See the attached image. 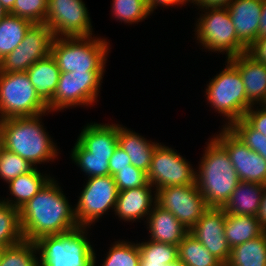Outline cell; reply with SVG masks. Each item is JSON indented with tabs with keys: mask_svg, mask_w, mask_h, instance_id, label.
<instances>
[{
	"mask_svg": "<svg viewBox=\"0 0 266 266\" xmlns=\"http://www.w3.org/2000/svg\"><path fill=\"white\" fill-rule=\"evenodd\" d=\"M53 178L19 209L24 240L36 242L41 237L57 235L79 227L75 209L69 205Z\"/></svg>",
	"mask_w": 266,
	"mask_h": 266,
	"instance_id": "cell-1",
	"label": "cell"
},
{
	"mask_svg": "<svg viewBox=\"0 0 266 266\" xmlns=\"http://www.w3.org/2000/svg\"><path fill=\"white\" fill-rule=\"evenodd\" d=\"M40 116L42 115L0 120L2 147L18 154L33 166L49 162L58 155L56 145L40 124Z\"/></svg>",
	"mask_w": 266,
	"mask_h": 266,
	"instance_id": "cell-2",
	"label": "cell"
},
{
	"mask_svg": "<svg viewBox=\"0 0 266 266\" xmlns=\"http://www.w3.org/2000/svg\"><path fill=\"white\" fill-rule=\"evenodd\" d=\"M195 173V183L209 207L222 208L240 182L226 149L212 138Z\"/></svg>",
	"mask_w": 266,
	"mask_h": 266,
	"instance_id": "cell-3",
	"label": "cell"
},
{
	"mask_svg": "<svg viewBox=\"0 0 266 266\" xmlns=\"http://www.w3.org/2000/svg\"><path fill=\"white\" fill-rule=\"evenodd\" d=\"M91 37H54L51 55L61 72H104L109 44Z\"/></svg>",
	"mask_w": 266,
	"mask_h": 266,
	"instance_id": "cell-4",
	"label": "cell"
},
{
	"mask_svg": "<svg viewBox=\"0 0 266 266\" xmlns=\"http://www.w3.org/2000/svg\"><path fill=\"white\" fill-rule=\"evenodd\" d=\"M85 227L41 237L36 241L40 266H95L96 254L85 234Z\"/></svg>",
	"mask_w": 266,
	"mask_h": 266,
	"instance_id": "cell-5",
	"label": "cell"
},
{
	"mask_svg": "<svg viewBox=\"0 0 266 266\" xmlns=\"http://www.w3.org/2000/svg\"><path fill=\"white\" fill-rule=\"evenodd\" d=\"M47 105L37 95L25 72H0V120L45 114Z\"/></svg>",
	"mask_w": 266,
	"mask_h": 266,
	"instance_id": "cell-6",
	"label": "cell"
},
{
	"mask_svg": "<svg viewBox=\"0 0 266 266\" xmlns=\"http://www.w3.org/2000/svg\"><path fill=\"white\" fill-rule=\"evenodd\" d=\"M207 87L206 95L212 108L229 120L224 127L244 118L246 111L253 107L247 99L239 70L228 59L226 68L211 79Z\"/></svg>",
	"mask_w": 266,
	"mask_h": 266,
	"instance_id": "cell-7",
	"label": "cell"
},
{
	"mask_svg": "<svg viewBox=\"0 0 266 266\" xmlns=\"http://www.w3.org/2000/svg\"><path fill=\"white\" fill-rule=\"evenodd\" d=\"M209 10L197 24V40L212 52H225L228 60L243 54L247 49L239 42L227 7L205 8Z\"/></svg>",
	"mask_w": 266,
	"mask_h": 266,
	"instance_id": "cell-8",
	"label": "cell"
},
{
	"mask_svg": "<svg viewBox=\"0 0 266 266\" xmlns=\"http://www.w3.org/2000/svg\"><path fill=\"white\" fill-rule=\"evenodd\" d=\"M104 72H61L57 89L47 104L49 112L65 107L92 105L97 99Z\"/></svg>",
	"mask_w": 266,
	"mask_h": 266,
	"instance_id": "cell-9",
	"label": "cell"
},
{
	"mask_svg": "<svg viewBox=\"0 0 266 266\" xmlns=\"http://www.w3.org/2000/svg\"><path fill=\"white\" fill-rule=\"evenodd\" d=\"M119 190L112 175L88 178L75 208L79 226L87 227L116 206Z\"/></svg>",
	"mask_w": 266,
	"mask_h": 266,
	"instance_id": "cell-10",
	"label": "cell"
},
{
	"mask_svg": "<svg viewBox=\"0 0 266 266\" xmlns=\"http://www.w3.org/2000/svg\"><path fill=\"white\" fill-rule=\"evenodd\" d=\"M156 199L158 205L170 211L188 230L210 208L196 183L160 188Z\"/></svg>",
	"mask_w": 266,
	"mask_h": 266,
	"instance_id": "cell-11",
	"label": "cell"
},
{
	"mask_svg": "<svg viewBox=\"0 0 266 266\" xmlns=\"http://www.w3.org/2000/svg\"><path fill=\"white\" fill-rule=\"evenodd\" d=\"M54 39L52 30L46 24H33L23 41L0 60V72H25L36 61L51 54Z\"/></svg>",
	"mask_w": 266,
	"mask_h": 266,
	"instance_id": "cell-12",
	"label": "cell"
},
{
	"mask_svg": "<svg viewBox=\"0 0 266 266\" xmlns=\"http://www.w3.org/2000/svg\"><path fill=\"white\" fill-rule=\"evenodd\" d=\"M85 6L82 0H48L45 24L54 37L91 36L92 25Z\"/></svg>",
	"mask_w": 266,
	"mask_h": 266,
	"instance_id": "cell-13",
	"label": "cell"
},
{
	"mask_svg": "<svg viewBox=\"0 0 266 266\" xmlns=\"http://www.w3.org/2000/svg\"><path fill=\"white\" fill-rule=\"evenodd\" d=\"M194 169L185 158L161 143L152 155L150 170L147 173L148 182L160 188L188 185L195 183Z\"/></svg>",
	"mask_w": 266,
	"mask_h": 266,
	"instance_id": "cell-14",
	"label": "cell"
},
{
	"mask_svg": "<svg viewBox=\"0 0 266 266\" xmlns=\"http://www.w3.org/2000/svg\"><path fill=\"white\" fill-rule=\"evenodd\" d=\"M228 152L238 178L243 182L266 185V160L251 150L228 128L214 137Z\"/></svg>",
	"mask_w": 266,
	"mask_h": 266,
	"instance_id": "cell-15",
	"label": "cell"
},
{
	"mask_svg": "<svg viewBox=\"0 0 266 266\" xmlns=\"http://www.w3.org/2000/svg\"><path fill=\"white\" fill-rule=\"evenodd\" d=\"M225 221L226 213L222 208L210 207L189 230L223 265L227 263L231 251L225 237Z\"/></svg>",
	"mask_w": 266,
	"mask_h": 266,
	"instance_id": "cell-16",
	"label": "cell"
},
{
	"mask_svg": "<svg viewBox=\"0 0 266 266\" xmlns=\"http://www.w3.org/2000/svg\"><path fill=\"white\" fill-rule=\"evenodd\" d=\"M263 0H233L228 6L239 42L248 49L258 38Z\"/></svg>",
	"mask_w": 266,
	"mask_h": 266,
	"instance_id": "cell-17",
	"label": "cell"
},
{
	"mask_svg": "<svg viewBox=\"0 0 266 266\" xmlns=\"http://www.w3.org/2000/svg\"><path fill=\"white\" fill-rule=\"evenodd\" d=\"M229 61L239 70L247 99L262 103L266 98V65L258 63L246 52L239 54Z\"/></svg>",
	"mask_w": 266,
	"mask_h": 266,
	"instance_id": "cell-18",
	"label": "cell"
},
{
	"mask_svg": "<svg viewBox=\"0 0 266 266\" xmlns=\"http://www.w3.org/2000/svg\"><path fill=\"white\" fill-rule=\"evenodd\" d=\"M147 216L151 240L160 243L178 246L182 239L189 233L178 219L168 210L156 202Z\"/></svg>",
	"mask_w": 266,
	"mask_h": 266,
	"instance_id": "cell-19",
	"label": "cell"
},
{
	"mask_svg": "<svg viewBox=\"0 0 266 266\" xmlns=\"http://www.w3.org/2000/svg\"><path fill=\"white\" fill-rule=\"evenodd\" d=\"M119 125L88 124L78 141L90 152V156L111 158L118 145Z\"/></svg>",
	"mask_w": 266,
	"mask_h": 266,
	"instance_id": "cell-20",
	"label": "cell"
},
{
	"mask_svg": "<svg viewBox=\"0 0 266 266\" xmlns=\"http://www.w3.org/2000/svg\"><path fill=\"white\" fill-rule=\"evenodd\" d=\"M152 185L148 182L145 186L120 191L114 211L120 219L132 221L147 216L153 209L152 202H156L151 193ZM154 199H153V198Z\"/></svg>",
	"mask_w": 266,
	"mask_h": 266,
	"instance_id": "cell-21",
	"label": "cell"
},
{
	"mask_svg": "<svg viewBox=\"0 0 266 266\" xmlns=\"http://www.w3.org/2000/svg\"><path fill=\"white\" fill-rule=\"evenodd\" d=\"M265 185L240 181L222 209L226 214L257 217Z\"/></svg>",
	"mask_w": 266,
	"mask_h": 266,
	"instance_id": "cell-22",
	"label": "cell"
},
{
	"mask_svg": "<svg viewBox=\"0 0 266 266\" xmlns=\"http://www.w3.org/2000/svg\"><path fill=\"white\" fill-rule=\"evenodd\" d=\"M37 95L47 105L53 98L60 78V69L55 58L49 56L36 61L26 71Z\"/></svg>",
	"mask_w": 266,
	"mask_h": 266,
	"instance_id": "cell-23",
	"label": "cell"
},
{
	"mask_svg": "<svg viewBox=\"0 0 266 266\" xmlns=\"http://www.w3.org/2000/svg\"><path fill=\"white\" fill-rule=\"evenodd\" d=\"M118 145L130 157L131 164L148 173L152 155L159 143L149 142L137 133L119 125Z\"/></svg>",
	"mask_w": 266,
	"mask_h": 266,
	"instance_id": "cell-24",
	"label": "cell"
},
{
	"mask_svg": "<svg viewBox=\"0 0 266 266\" xmlns=\"http://www.w3.org/2000/svg\"><path fill=\"white\" fill-rule=\"evenodd\" d=\"M265 231L266 229L258 217L226 214L224 232L231 249L246 241L257 238Z\"/></svg>",
	"mask_w": 266,
	"mask_h": 266,
	"instance_id": "cell-25",
	"label": "cell"
},
{
	"mask_svg": "<svg viewBox=\"0 0 266 266\" xmlns=\"http://www.w3.org/2000/svg\"><path fill=\"white\" fill-rule=\"evenodd\" d=\"M49 178L51 177L43 176L35 167L32 171L8 182L10 194L15 196L16 200L2 201L20 209L46 185Z\"/></svg>",
	"mask_w": 266,
	"mask_h": 266,
	"instance_id": "cell-26",
	"label": "cell"
},
{
	"mask_svg": "<svg viewBox=\"0 0 266 266\" xmlns=\"http://www.w3.org/2000/svg\"><path fill=\"white\" fill-rule=\"evenodd\" d=\"M224 266H266V231L233 247Z\"/></svg>",
	"mask_w": 266,
	"mask_h": 266,
	"instance_id": "cell-27",
	"label": "cell"
},
{
	"mask_svg": "<svg viewBox=\"0 0 266 266\" xmlns=\"http://www.w3.org/2000/svg\"><path fill=\"white\" fill-rule=\"evenodd\" d=\"M33 25L28 19L7 13L0 21V60L11 53Z\"/></svg>",
	"mask_w": 266,
	"mask_h": 266,
	"instance_id": "cell-28",
	"label": "cell"
},
{
	"mask_svg": "<svg viewBox=\"0 0 266 266\" xmlns=\"http://www.w3.org/2000/svg\"><path fill=\"white\" fill-rule=\"evenodd\" d=\"M178 259L184 266H224L190 233L178 245Z\"/></svg>",
	"mask_w": 266,
	"mask_h": 266,
	"instance_id": "cell-29",
	"label": "cell"
},
{
	"mask_svg": "<svg viewBox=\"0 0 266 266\" xmlns=\"http://www.w3.org/2000/svg\"><path fill=\"white\" fill-rule=\"evenodd\" d=\"M23 240L19 209L0 201V246L10 247Z\"/></svg>",
	"mask_w": 266,
	"mask_h": 266,
	"instance_id": "cell-30",
	"label": "cell"
},
{
	"mask_svg": "<svg viewBox=\"0 0 266 266\" xmlns=\"http://www.w3.org/2000/svg\"><path fill=\"white\" fill-rule=\"evenodd\" d=\"M36 242L23 240L20 243L4 248L0 266H40L36 257Z\"/></svg>",
	"mask_w": 266,
	"mask_h": 266,
	"instance_id": "cell-31",
	"label": "cell"
},
{
	"mask_svg": "<svg viewBox=\"0 0 266 266\" xmlns=\"http://www.w3.org/2000/svg\"><path fill=\"white\" fill-rule=\"evenodd\" d=\"M72 159L90 177L110 175L108 157L90 156V152L77 140L72 151Z\"/></svg>",
	"mask_w": 266,
	"mask_h": 266,
	"instance_id": "cell-32",
	"label": "cell"
},
{
	"mask_svg": "<svg viewBox=\"0 0 266 266\" xmlns=\"http://www.w3.org/2000/svg\"><path fill=\"white\" fill-rule=\"evenodd\" d=\"M140 262H155L166 265L178 259V246L155 241L138 243Z\"/></svg>",
	"mask_w": 266,
	"mask_h": 266,
	"instance_id": "cell-33",
	"label": "cell"
},
{
	"mask_svg": "<svg viewBox=\"0 0 266 266\" xmlns=\"http://www.w3.org/2000/svg\"><path fill=\"white\" fill-rule=\"evenodd\" d=\"M117 241L107 254L102 266H139L140 250L138 244Z\"/></svg>",
	"mask_w": 266,
	"mask_h": 266,
	"instance_id": "cell-34",
	"label": "cell"
},
{
	"mask_svg": "<svg viewBox=\"0 0 266 266\" xmlns=\"http://www.w3.org/2000/svg\"><path fill=\"white\" fill-rule=\"evenodd\" d=\"M228 128L239 140L266 160V136L255 130L244 118L233 122Z\"/></svg>",
	"mask_w": 266,
	"mask_h": 266,
	"instance_id": "cell-35",
	"label": "cell"
},
{
	"mask_svg": "<svg viewBox=\"0 0 266 266\" xmlns=\"http://www.w3.org/2000/svg\"><path fill=\"white\" fill-rule=\"evenodd\" d=\"M35 167L27 160L3 147L0 148V177L7 183L32 171Z\"/></svg>",
	"mask_w": 266,
	"mask_h": 266,
	"instance_id": "cell-36",
	"label": "cell"
},
{
	"mask_svg": "<svg viewBox=\"0 0 266 266\" xmlns=\"http://www.w3.org/2000/svg\"><path fill=\"white\" fill-rule=\"evenodd\" d=\"M115 18L132 24L145 19L149 14L147 0H113Z\"/></svg>",
	"mask_w": 266,
	"mask_h": 266,
	"instance_id": "cell-37",
	"label": "cell"
},
{
	"mask_svg": "<svg viewBox=\"0 0 266 266\" xmlns=\"http://www.w3.org/2000/svg\"><path fill=\"white\" fill-rule=\"evenodd\" d=\"M48 0H15L10 14L28 19L33 24H45Z\"/></svg>",
	"mask_w": 266,
	"mask_h": 266,
	"instance_id": "cell-38",
	"label": "cell"
},
{
	"mask_svg": "<svg viewBox=\"0 0 266 266\" xmlns=\"http://www.w3.org/2000/svg\"><path fill=\"white\" fill-rule=\"evenodd\" d=\"M116 186L120 191L145 186L148 183L147 173L134 165L120 169L113 175Z\"/></svg>",
	"mask_w": 266,
	"mask_h": 266,
	"instance_id": "cell-39",
	"label": "cell"
},
{
	"mask_svg": "<svg viewBox=\"0 0 266 266\" xmlns=\"http://www.w3.org/2000/svg\"><path fill=\"white\" fill-rule=\"evenodd\" d=\"M261 109L256 111L248 109L245 113L244 119L258 132L266 136V108L261 106Z\"/></svg>",
	"mask_w": 266,
	"mask_h": 266,
	"instance_id": "cell-40",
	"label": "cell"
},
{
	"mask_svg": "<svg viewBox=\"0 0 266 266\" xmlns=\"http://www.w3.org/2000/svg\"><path fill=\"white\" fill-rule=\"evenodd\" d=\"M129 165H132L130 157L119 145H117L112 157L109 160L110 175L113 176L120 169L127 168Z\"/></svg>",
	"mask_w": 266,
	"mask_h": 266,
	"instance_id": "cell-41",
	"label": "cell"
},
{
	"mask_svg": "<svg viewBox=\"0 0 266 266\" xmlns=\"http://www.w3.org/2000/svg\"><path fill=\"white\" fill-rule=\"evenodd\" d=\"M246 53L258 63L266 65V37L257 38L255 42L247 49Z\"/></svg>",
	"mask_w": 266,
	"mask_h": 266,
	"instance_id": "cell-42",
	"label": "cell"
},
{
	"mask_svg": "<svg viewBox=\"0 0 266 266\" xmlns=\"http://www.w3.org/2000/svg\"><path fill=\"white\" fill-rule=\"evenodd\" d=\"M202 8L227 7L233 0H189Z\"/></svg>",
	"mask_w": 266,
	"mask_h": 266,
	"instance_id": "cell-43",
	"label": "cell"
},
{
	"mask_svg": "<svg viewBox=\"0 0 266 266\" xmlns=\"http://www.w3.org/2000/svg\"><path fill=\"white\" fill-rule=\"evenodd\" d=\"M185 2H189V0H147L148 9L150 13L154 11L155 8H157V5L162 4L161 6H173L176 4H184Z\"/></svg>",
	"mask_w": 266,
	"mask_h": 266,
	"instance_id": "cell-44",
	"label": "cell"
},
{
	"mask_svg": "<svg viewBox=\"0 0 266 266\" xmlns=\"http://www.w3.org/2000/svg\"><path fill=\"white\" fill-rule=\"evenodd\" d=\"M266 37V0L262 1L260 25L258 28V38Z\"/></svg>",
	"mask_w": 266,
	"mask_h": 266,
	"instance_id": "cell-45",
	"label": "cell"
},
{
	"mask_svg": "<svg viewBox=\"0 0 266 266\" xmlns=\"http://www.w3.org/2000/svg\"><path fill=\"white\" fill-rule=\"evenodd\" d=\"M258 219L261 221L263 227L266 229V185L262 196Z\"/></svg>",
	"mask_w": 266,
	"mask_h": 266,
	"instance_id": "cell-46",
	"label": "cell"
},
{
	"mask_svg": "<svg viewBox=\"0 0 266 266\" xmlns=\"http://www.w3.org/2000/svg\"><path fill=\"white\" fill-rule=\"evenodd\" d=\"M14 3L15 0H0L1 6L7 13L12 11Z\"/></svg>",
	"mask_w": 266,
	"mask_h": 266,
	"instance_id": "cell-47",
	"label": "cell"
},
{
	"mask_svg": "<svg viewBox=\"0 0 266 266\" xmlns=\"http://www.w3.org/2000/svg\"><path fill=\"white\" fill-rule=\"evenodd\" d=\"M139 266H165L155 262H140Z\"/></svg>",
	"mask_w": 266,
	"mask_h": 266,
	"instance_id": "cell-48",
	"label": "cell"
},
{
	"mask_svg": "<svg viewBox=\"0 0 266 266\" xmlns=\"http://www.w3.org/2000/svg\"><path fill=\"white\" fill-rule=\"evenodd\" d=\"M165 266H184V265L182 264V262L179 259H177L176 261L169 263V264H166Z\"/></svg>",
	"mask_w": 266,
	"mask_h": 266,
	"instance_id": "cell-49",
	"label": "cell"
},
{
	"mask_svg": "<svg viewBox=\"0 0 266 266\" xmlns=\"http://www.w3.org/2000/svg\"><path fill=\"white\" fill-rule=\"evenodd\" d=\"M7 14V12L3 9V7L0 4V21L2 18Z\"/></svg>",
	"mask_w": 266,
	"mask_h": 266,
	"instance_id": "cell-50",
	"label": "cell"
},
{
	"mask_svg": "<svg viewBox=\"0 0 266 266\" xmlns=\"http://www.w3.org/2000/svg\"><path fill=\"white\" fill-rule=\"evenodd\" d=\"M3 251H4V247L0 246V259H1Z\"/></svg>",
	"mask_w": 266,
	"mask_h": 266,
	"instance_id": "cell-51",
	"label": "cell"
},
{
	"mask_svg": "<svg viewBox=\"0 0 266 266\" xmlns=\"http://www.w3.org/2000/svg\"><path fill=\"white\" fill-rule=\"evenodd\" d=\"M261 104H262V106H263L264 108H266V98H265V100H264Z\"/></svg>",
	"mask_w": 266,
	"mask_h": 266,
	"instance_id": "cell-52",
	"label": "cell"
},
{
	"mask_svg": "<svg viewBox=\"0 0 266 266\" xmlns=\"http://www.w3.org/2000/svg\"><path fill=\"white\" fill-rule=\"evenodd\" d=\"M2 147V143H1V132H0V148Z\"/></svg>",
	"mask_w": 266,
	"mask_h": 266,
	"instance_id": "cell-53",
	"label": "cell"
}]
</instances>
